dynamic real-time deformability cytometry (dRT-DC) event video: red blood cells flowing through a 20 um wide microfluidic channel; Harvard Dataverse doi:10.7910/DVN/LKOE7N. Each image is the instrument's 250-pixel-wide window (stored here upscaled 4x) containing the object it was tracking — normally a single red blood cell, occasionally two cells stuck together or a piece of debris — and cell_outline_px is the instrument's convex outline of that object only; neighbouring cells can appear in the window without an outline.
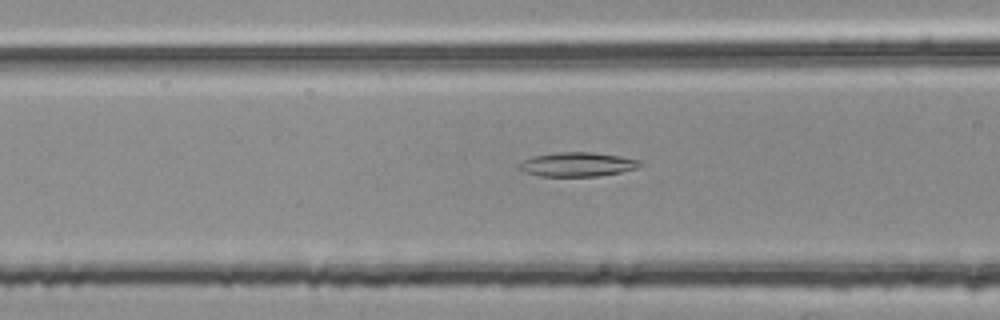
{"species": "common noctule bat (a hibernating species)", "species_latin": "Nyctalus noctula", "temperature_condition": "room temperature", "stored_images_in_passage": 40, "camera_frame_rate_fps": 3000, "um_per_image_px": 0.085, "animal": {"sex": "female", "body_mass_g": 25.1}, "frame": {"image": 1, "passage_image": 6, "time_ms": 1.667, "image_size_px": [1000, 320], "cell_outline_px": [[644, 164], [636, 168], [620, 172], [600, 176], [540, 176], [524, 172], [516, 168], [524, 160], [532, 156], [560, 152], [592, 152], [620, 156], [640, 160]], "centroid_in_image_um": [49.08, 13.97], "position_along_channel_um": 117.5, "area_um2": 17.05}}
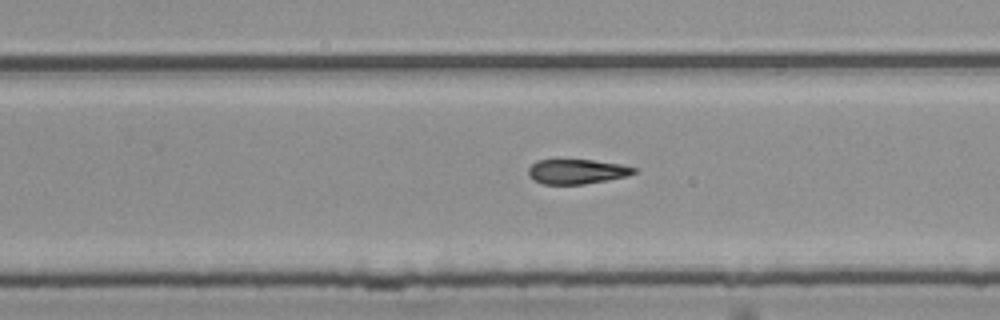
{"frame": {"image": 2, "passage_image": 19, "time_ms": 6.0, "image_size_px": [1000, 320], "cell_outline_px": [[636, 172], [628, 176], [584, 184], [544, 184], [532, 180], [528, 176], [528, 168], [536, 160], [592, 160], [620, 164], [636, 168]], "centroid_in_image_um": [49.0, 14.58], "position_along_channel_um": 280.8, "area_um2": 15.2}}
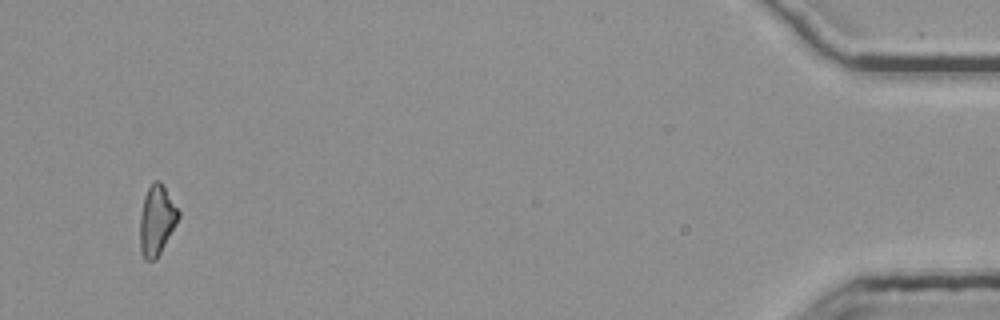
{"frame": {"image": 3, "passage_image": 37, "time_ms": 12.0, "image_size_px": [1000, 320], "cell_outline_px": [[180, 216], [176, 224], [156, 260], [144, 260], [140, 252], [140, 216], [144, 196], [148, 188], [156, 180], [160, 180], [180, 212]], "centroid_in_image_um": [13.31, 18.74], "position_along_channel_um": 421.9, "area_um2": 15.61}}